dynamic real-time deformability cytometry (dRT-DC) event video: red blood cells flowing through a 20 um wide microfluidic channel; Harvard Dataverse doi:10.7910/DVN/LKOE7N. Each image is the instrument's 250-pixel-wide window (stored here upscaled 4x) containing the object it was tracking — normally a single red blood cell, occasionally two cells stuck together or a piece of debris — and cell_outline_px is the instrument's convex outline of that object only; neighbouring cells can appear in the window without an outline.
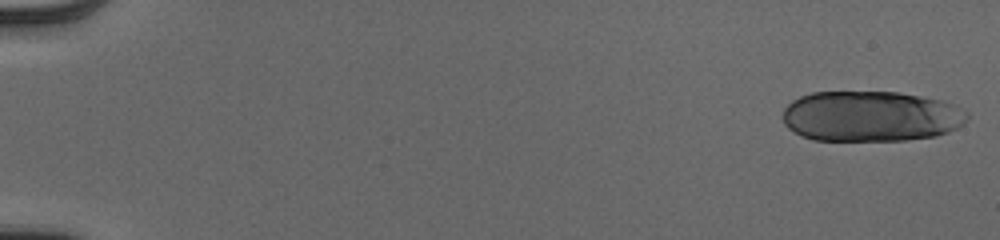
{"species": "human", "species_latin": "Homo sapiens", "temperature_condition": "cold", "stored_images_in_passage": 19, "camera_frame_rate_fps": 3000, "um_per_image_px": 0.085, "donor": {"sex": "male"}, "frame": {"image": 1, "passage_image": 1, "time_ms": 0.0, "image_size_px": [1000, 240], "cell_outline_px": [[968, 120], [964, 124], [948, 132], [936, 136], [904, 140], [812, 140], [800, 136], [788, 128], [784, 124], [784, 108], [792, 100], [800, 96], [812, 92], [900, 92], [944, 100], [956, 104], [968, 112]], "centroid_in_image_um": [74.06, 9.88], "position_along_channel_um": 10.9, "area_um2": 54.91}}